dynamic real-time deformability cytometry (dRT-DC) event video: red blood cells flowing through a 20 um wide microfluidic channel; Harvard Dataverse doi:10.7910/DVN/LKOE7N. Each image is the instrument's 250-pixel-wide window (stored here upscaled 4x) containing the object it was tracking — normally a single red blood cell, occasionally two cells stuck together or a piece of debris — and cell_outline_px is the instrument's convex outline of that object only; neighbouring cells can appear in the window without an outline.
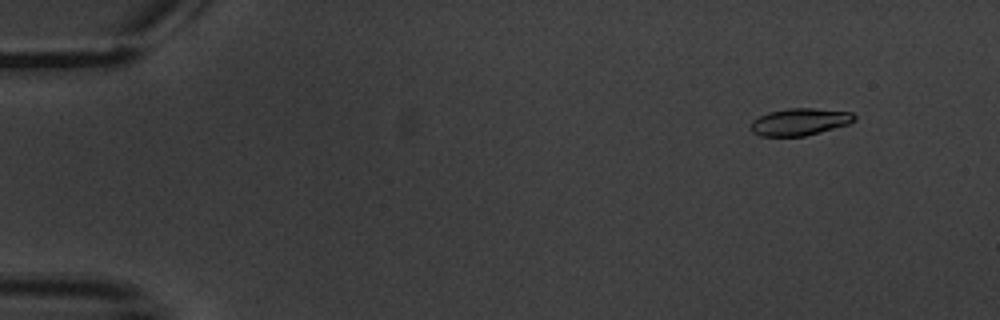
{"species": "common noctule bat (a hibernating species)", "species_latin": "Nyctalus noctula", "temperature_condition": "warm", "stored_images_in_passage": 3, "segment_of_instrument_passage": [2, 2], "camera_frame_rate_fps": 3000, "um_per_image_px": 0.085, "animal": {"sex": "male", "body_mass_g": 20.1, "forearm_length_mm": 53.5}, "frame": {"image": 1, "passage_image": 3, "time_ms": 5.333, "image_size_px": [1000, 320], "cell_outline_px": [[856, 120], [848, 124], [820, 132], [804, 136], [760, 136], [752, 132], [748, 128], [752, 120], [768, 112], [788, 108], [812, 108], [852, 112], [856, 116]], "centroid_in_image_um": [67.95, 10.35], "position_along_channel_um": 17.1, "area_um2": 16.47}}